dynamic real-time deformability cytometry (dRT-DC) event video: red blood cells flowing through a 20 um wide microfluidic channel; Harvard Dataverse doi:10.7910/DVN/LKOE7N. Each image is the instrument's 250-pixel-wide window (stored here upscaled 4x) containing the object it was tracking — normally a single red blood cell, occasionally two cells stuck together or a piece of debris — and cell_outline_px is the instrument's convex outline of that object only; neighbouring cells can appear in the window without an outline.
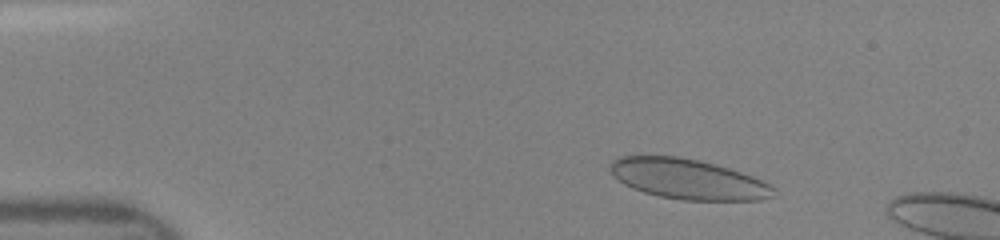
{"species": "human", "species_latin": "Homo sapiens", "temperature_condition": "room temperature", "stored_images_in_passage": 38, "camera_frame_rate_fps": 3000, "um_per_image_px": 0.085, "donor": {"sex": "female"}, "frame": {"image": 1, "passage_image": 6, "time_ms": 1.667, "image_size_px": [1000, 240], "cell_outline_px": [[776, 196], [760, 200], [680, 200], [660, 196], [644, 192], [632, 188], [624, 184], [608, 168], [608, 164], [612, 160], [620, 156], [676, 156], [700, 160], [728, 168], [752, 176], [776, 188]], "centroid_in_image_um": [58.48, 15.22], "position_along_channel_um": 26.5, "area_um2": 38.21}}
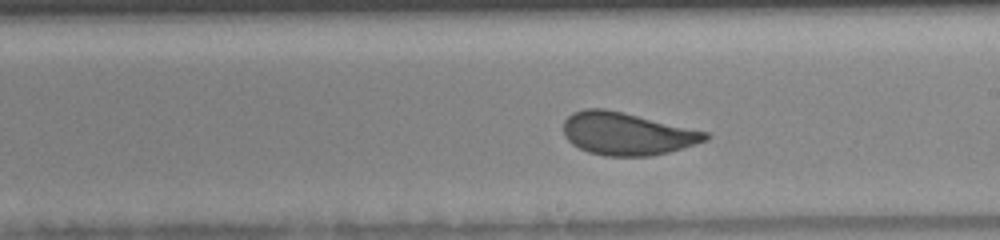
{"frame": {"image": 2, "passage_image": 26, "time_ms": 8.333, "image_size_px": [1000, 240], "cell_outline_px": [[712, 136], [708, 140], [668, 152], [652, 156], [604, 156], [588, 152], [572, 144], [564, 136], [564, 120], [572, 112], [584, 108], [604, 108], [708, 132]], "centroid_in_image_um": [53.27, 11.37], "position_along_channel_um": 235.7, "area_um2": 35.2}}
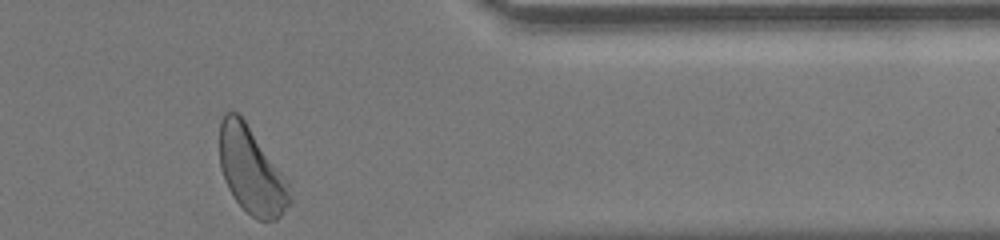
{"frame": {"image": 3, "passage_image": 38, "time_ms": 12.333, "image_size_px": [1000, 240], "cell_outline_px": [[292, 204], [276, 220], [256, 220], [232, 196], [224, 180], [220, 168], [220, 120], [224, 112], [236, 112], [244, 120], [288, 180], [292, 200]], "centroid_in_image_um": [21.38, 14.53], "position_along_channel_um": 390.0, "area_um2": 35.32}}